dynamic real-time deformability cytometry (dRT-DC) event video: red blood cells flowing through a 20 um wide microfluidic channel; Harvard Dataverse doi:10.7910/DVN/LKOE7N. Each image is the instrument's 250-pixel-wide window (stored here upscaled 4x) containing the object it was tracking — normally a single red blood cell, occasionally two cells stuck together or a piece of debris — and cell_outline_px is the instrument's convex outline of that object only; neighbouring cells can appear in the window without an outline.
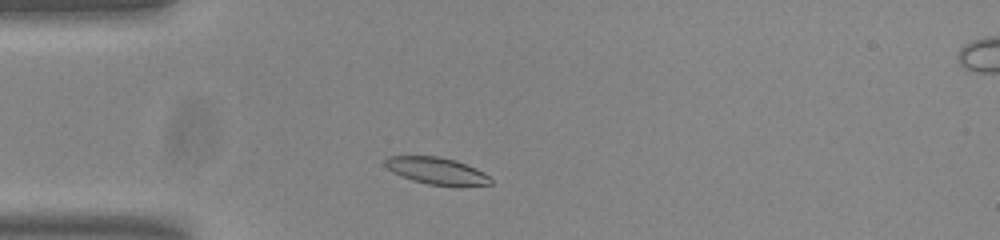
{"species": "common noctule bat (a hibernating species)", "species_latin": "Nyctalus noctula", "temperature_condition": "room temperature", "stored_images_in_passage": 44, "camera_frame_rate_fps": 3000, "um_per_image_px": 0.085, "animal": {"sex": "male", "body_mass_g": 20.0, "forearm_length_mm": 53.3}, "frame": {"image": 1, "passage_image": 4, "time_ms": 1.0, "image_size_px": [1000, 240], "cell_outline_px": [[492, 184], [428, 184], [412, 180], [392, 172], [384, 164], [384, 160], [388, 156], [436, 156], [456, 160], [476, 168], [484, 172], [492, 180]], "centroid_in_image_um": [37.06, 14.48], "position_along_channel_um": 47.9, "area_um2": 16.07}}
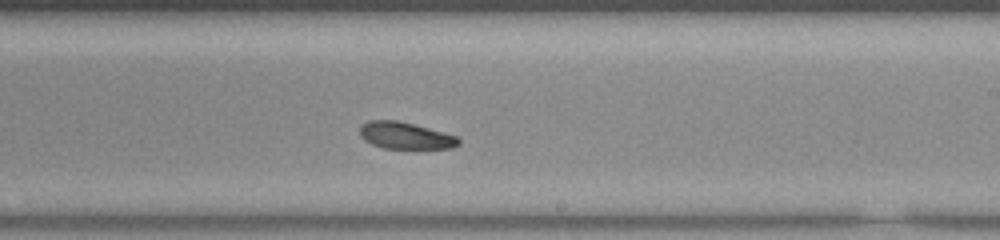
{"frame": {"image": 2, "passage_image": 22, "time_ms": 7.0, "image_size_px": [1000, 240], "cell_outline_px": [[460, 144], [452, 148], [384, 148], [372, 144], [364, 140], [360, 136], [360, 128], [368, 120], [396, 120], [444, 132], [456, 136], [460, 140]], "centroid_in_image_um": [34.45, 11.53], "position_along_channel_um": 254.5, "area_um2": 15.26}}
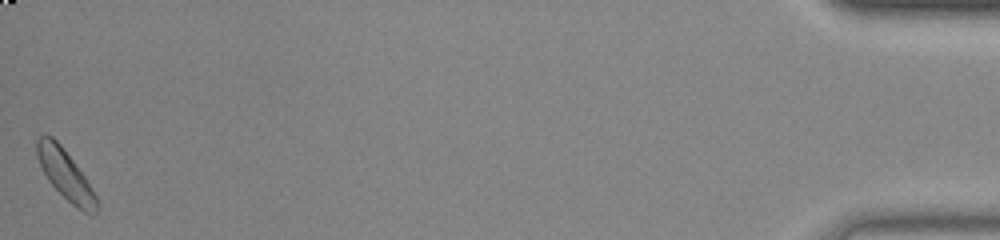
{"frame": {"image": 3, "passage_image": 44, "time_ms": 14.333, "image_size_px": [1000, 240], "cell_outline_px": [[100, 208], [96, 212], [84, 212], [72, 204], [48, 180], [36, 156], [36, 140], [44, 132], [52, 136], [60, 144], [84, 176], [100, 200]], "centroid_in_image_um": [5.57, 14.83], "position_along_channel_um": 429.6, "area_um2": 17.17}, "authors_computed_cell_mechanics": {"area_um2": 16.5597, "velocity_mm_per_s": 3.7076, "shape_relaxation_time_tau1_ms": 1.0315, "shape_relaxation_time_tau2_ms": null, "deformation_change_tau1": 0.0573, "deformation_change_tau2": null}}